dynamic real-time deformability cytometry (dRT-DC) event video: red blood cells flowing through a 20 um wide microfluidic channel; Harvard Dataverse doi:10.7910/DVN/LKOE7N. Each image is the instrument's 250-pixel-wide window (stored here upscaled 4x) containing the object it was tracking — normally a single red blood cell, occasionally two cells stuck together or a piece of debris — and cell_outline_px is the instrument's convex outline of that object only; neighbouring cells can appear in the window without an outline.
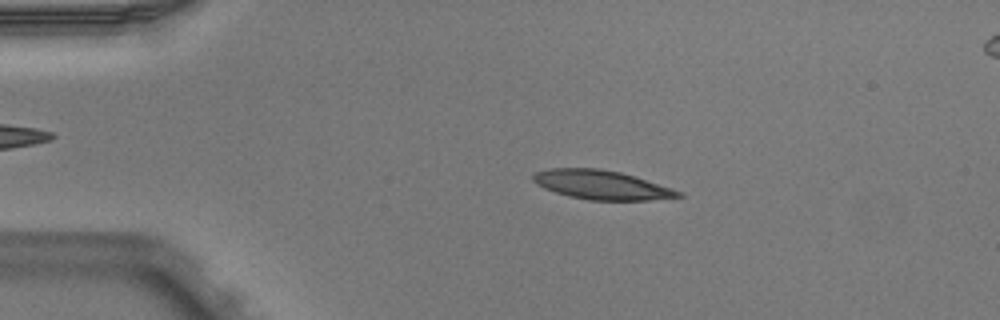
{"species": "Egyptian fruit bat (a non-hibernating species)", "species_latin": "Rousettus aegyptiacus", "temperature_condition": "warm", "stored_images_in_passage": 4, "segment_of_instrument_passage": [1, 2], "camera_frame_rate_fps": 3000, "um_per_image_px": 0.085, "animal": {"sex": "male"}, "frame": {"image": 1, "passage_image": 2, "time_ms": 0.333, "image_size_px": [1000, 320], "cell_outline_px": [[684, 196], [648, 200], [588, 200], [568, 196], [544, 188], [536, 184], [532, 180], [532, 172], [548, 168], [600, 168], [620, 172], [672, 188], [684, 192]], "centroid_in_image_um": [51.09, 15.71], "position_along_channel_um": 33.9, "area_um2": 24.68}}